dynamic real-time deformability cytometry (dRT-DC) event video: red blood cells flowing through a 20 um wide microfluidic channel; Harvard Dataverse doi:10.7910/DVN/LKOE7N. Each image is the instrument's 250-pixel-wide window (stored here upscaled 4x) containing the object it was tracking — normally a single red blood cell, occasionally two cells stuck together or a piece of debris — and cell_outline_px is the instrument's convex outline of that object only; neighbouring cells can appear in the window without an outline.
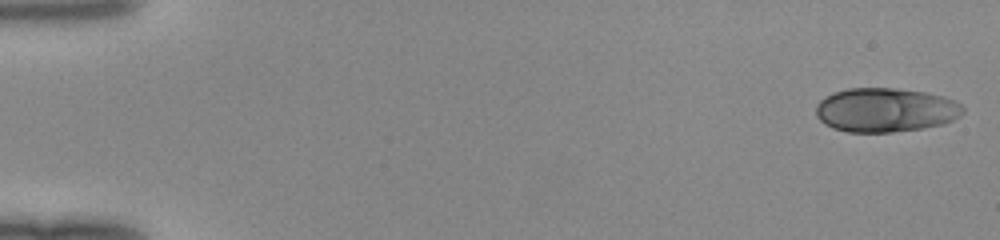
{"species": "human", "species_latin": "Homo sapiens", "temperature_condition": "room temperature", "stored_images_in_passage": 49, "camera_frame_rate_fps": 3000, "um_per_image_px": 0.085, "donor": {"sex": "female"}, "frame": {"image": 1, "passage_image": 1, "time_ms": 0.0, "image_size_px": [1000, 240], "cell_outline_px": [[964, 112], [960, 116], [944, 124], [924, 128], [892, 132], [848, 132], [832, 128], [824, 124], [816, 116], [816, 104], [824, 96], [832, 92], [848, 88], [896, 88], [928, 92], [944, 96], [956, 100], [964, 108]], "centroid_in_image_um": [75.27, 9.34], "position_along_channel_um": 9.7, "area_um2": 38.32}}
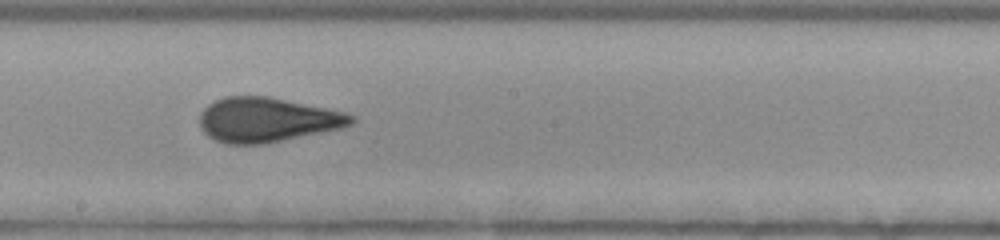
{"frame": {"image": 2, "passage_image": 28, "time_ms": 9.0, "image_size_px": [1000, 240], "cell_outline_px": [[356, 120], [352, 124], [340, 128], [264, 144], [224, 144], [208, 136], [200, 128], [200, 112], [208, 104], [224, 96], [268, 96], [328, 108], [344, 112], [356, 116]], "centroid_in_image_um": [22.69, 10.18], "position_along_channel_um": 225.5, "area_um2": 39.42}}
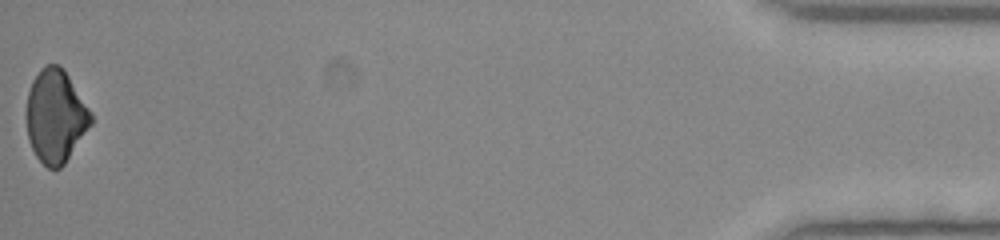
{"frame": {"image": 3, "passage_image": 49, "time_ms": 16.0, "image_size_px": [1000, 240], "cell_outline_px": [[92, 124], [64, 164], [60, 168], [48, 168], [36, 156], [28, 140], [24, 116], [28, 92], [32, 80], [40, 68], [48, 64], [60, 64], [64, 68], [92, 112]], "centroid_in_image_um": [4.7, 9.85], "position_along_channel_um": 430.5, "area_um2": 35.55}}